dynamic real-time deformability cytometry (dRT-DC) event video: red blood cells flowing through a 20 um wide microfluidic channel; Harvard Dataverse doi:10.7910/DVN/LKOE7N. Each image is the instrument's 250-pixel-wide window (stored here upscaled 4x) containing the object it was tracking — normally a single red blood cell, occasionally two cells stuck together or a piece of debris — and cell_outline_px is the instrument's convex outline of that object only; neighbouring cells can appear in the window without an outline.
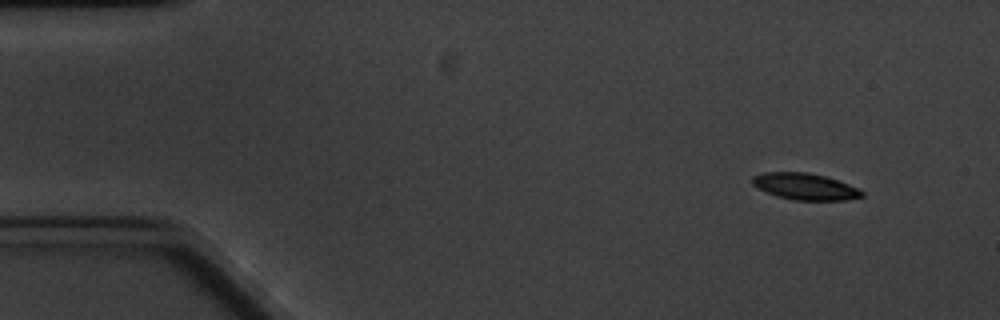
{"species": "common noctule bat (a hibernating species)", "species_latin": "Nyctalus noctula", "temperature_condition": "cold", "stored_images_in_passage": 5, "camera_frame_rate_fps": 3000, "um_per_image_px": 0.085, "animal": {"sex": "male", "body_mass_g": 20.1, "forearm_length_mm": 53.5}, "frame": {"image": 1, "passage_image": 1, "time_ms": 0.0, "image_size_px": [1000, 320], "cell_outline_px": [[864, 196], [844, 200], [792, 200], [776, 196], [752, 184], [752, 176], [764, 172], [808, 172], [824, 176], [848, 184], [864, 192]], "centroid_in_image_um": [68.41, 15.85], "position_along_channel_um": 16.6, "area_um2": 16.76}}
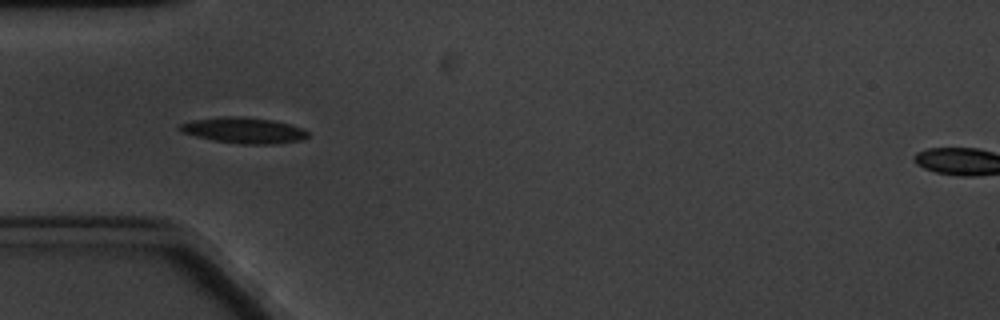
{"frame": {"image": 2, "passage_image": 4, "time_ms": 4.333, "image_size_px": [1000, 320], "cell_outline_px": [[308, 136], [304, 140], [272, 144], [240, 144], [212, 140], [180, 132], [176, 128], [180, 124], [192, 120], [220, 116], [244, 116], [272, 120], [304, 128], [308, 132]], "centroid_in_image_um": [20.7, 11.07], "position_along_channel_um": 64.3, "area_um2": 19.54}}